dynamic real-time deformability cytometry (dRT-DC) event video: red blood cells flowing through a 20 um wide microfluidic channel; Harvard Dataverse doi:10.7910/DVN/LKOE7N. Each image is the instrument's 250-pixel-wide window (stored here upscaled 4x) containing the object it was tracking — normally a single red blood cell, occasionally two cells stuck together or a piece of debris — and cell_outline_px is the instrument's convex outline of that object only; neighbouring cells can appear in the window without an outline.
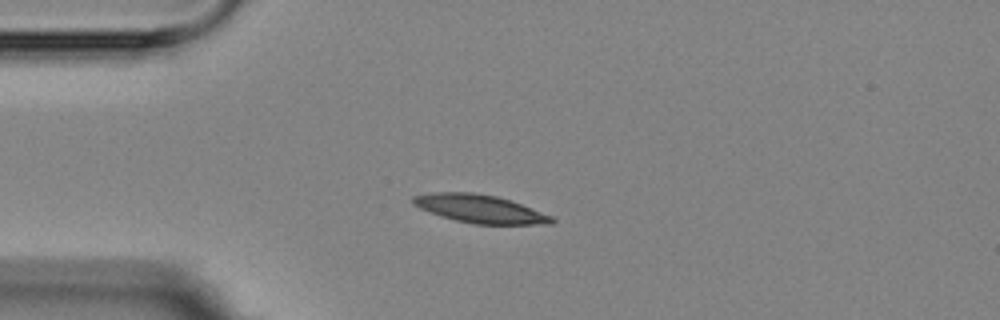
{"species": "Egyptian fruit bat (a non-hibernating species)", "species_latin": "Rousettus aegyptiacus", "temperature_condition": "room temperature", "stored_images_in_passage": 16, "camera_frame_rate_fps": 3000, "um_per_image_px": 0.085, "animal": {"sex": "female"}, "frame": {"image": 1, "passage_image": 4, "time_ms": 3.333, "image_size_px": [1000, 320], "cell_outline_px": [[556, 220], [552, 224], [472, 224], [440, 216], [420, 208], [412, 204], [412, 196], [432, 192], [472, 192], [496, 196], [520, 204], [552, 216]], "centroid_in_image_um": [40.76, 17.75], "position_along_channel_um": 44.2, "area_um2": 22.6}}
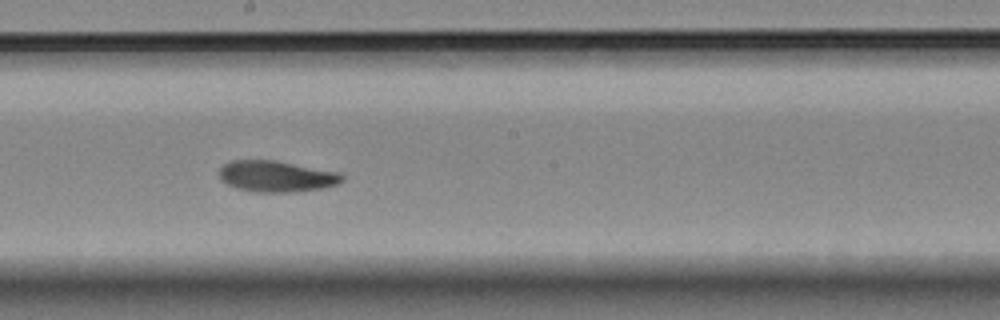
{"frame": {"image": 2, "passage_image": 9, "time_ms": 9.0, "image_size_px": [1000, 320], "cell_outline_px": [[344, 180], [336, 184], [324, 188], [296, 192], [256, 192], [236, 188], [220, 180], [220, 168], [224, 164], [232, 160], [276, 160], [340, 172], [344, 176]], "centroid_in_image_um": [23.52, 14.99], "position_along_channel_um": 224.7, "area_um2": 22.48}}
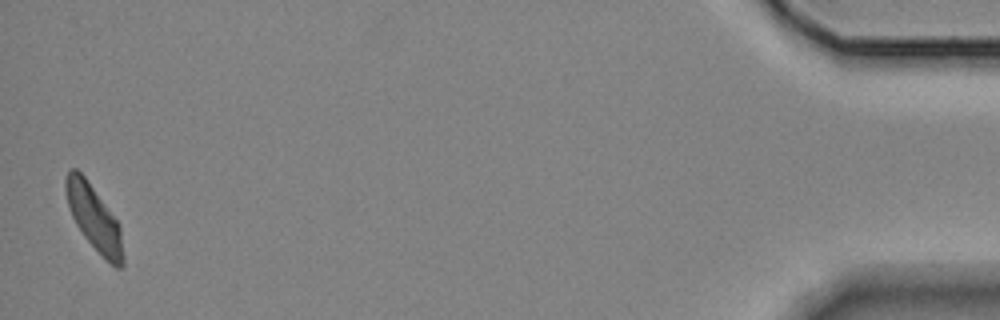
{"frame": {"image": 3, "passage_image": 16, "time_ms": 17.333, "image_size_px": [1000, 320], "cell_outline_px": [[124, 264], [120, 268], [116, 268], [84, 236], [76, 224], [72, 216], [68, 204], [64, 188], [64, 180], [68, 172], [72, 168], [76, 168], [84, 176], [120, 224], [124, 256]], "centroid_in_image_um": [8.0, 18.51], "position_along_channel_um": 427.2, "area_um2": 21.33}, "authors_computed_cell_mechanics": {"area_um2": 22.1663, "velocity_mm_per_s": 3.5097, "shape_relaxation_time_tau1_ms": 7.2394, "shape_relaxation_time_tau2_ms": 4.3241, "deformation_change_tau1": 0.1826, "deformation_change_tau2": 0.0895}}